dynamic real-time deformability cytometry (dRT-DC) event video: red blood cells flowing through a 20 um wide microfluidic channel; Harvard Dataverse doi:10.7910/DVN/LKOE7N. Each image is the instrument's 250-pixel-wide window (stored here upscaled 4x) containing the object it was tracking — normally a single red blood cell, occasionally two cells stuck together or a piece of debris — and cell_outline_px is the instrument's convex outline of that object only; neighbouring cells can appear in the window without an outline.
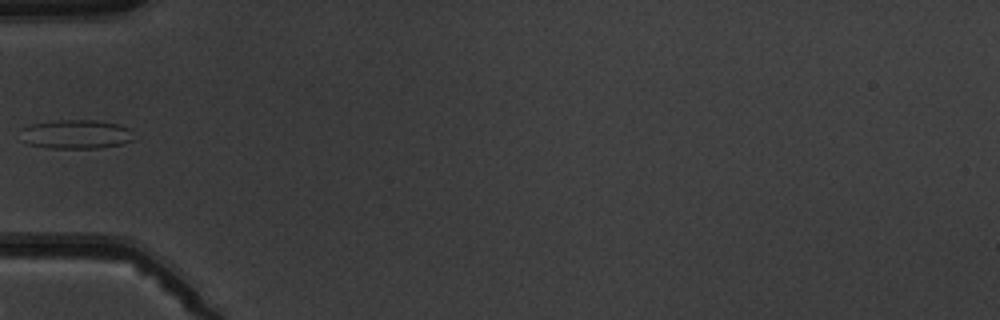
{"species": "common noctule bat (a hibernating species)", "species_latin": "Nyctalus noctula", "temperature_condition": "warm", "stored_images_in_passage": 3, "camera_frame_rate_fps": 3000, "um_per_image_px": 0.085, "animal": {"sex": "male", "body_mass_g": 19.5, "forearm_length_mm": 54.6}, "frame": {"image": 1, "passage_image": 2, "time_ms": 1.333, "image_size_px": [1000, 320], "cell_outline_px": [[136, 140], [120, 144], [100, 148], [48, 148], [28, 144], [20, 140], [20, 128], [28, 124], [56, 120], [96, 120], [120, 124], [132, 128]], "centroid_in_image_um": [6.46, 11.4], "position_along_channel_um": 78.5, "area_um2": 19.83}}
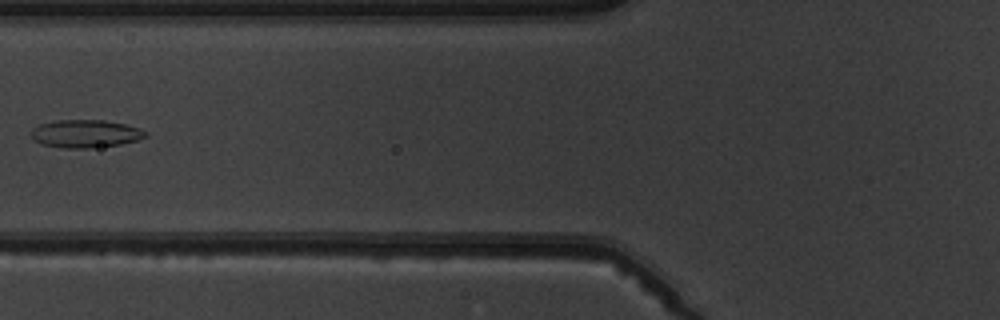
{"frame": {"image": 2, "passage_image": 3, "time_ms": 2.333, "image_size_px": [1000, 320], "cell_outline_px": [[148, 136], [136, 140], [120, 144], [92, 148], [64, 148], [40, 144], [28, 132], [32, 128], [40, 124], [56, 120], [104, 120], [124, 124], [140, 128], [148, 132]], "centroid_in_image_um": [7.25, 11.36], "position_along_channel_um": 118.5, "area_um2": 18.67}}